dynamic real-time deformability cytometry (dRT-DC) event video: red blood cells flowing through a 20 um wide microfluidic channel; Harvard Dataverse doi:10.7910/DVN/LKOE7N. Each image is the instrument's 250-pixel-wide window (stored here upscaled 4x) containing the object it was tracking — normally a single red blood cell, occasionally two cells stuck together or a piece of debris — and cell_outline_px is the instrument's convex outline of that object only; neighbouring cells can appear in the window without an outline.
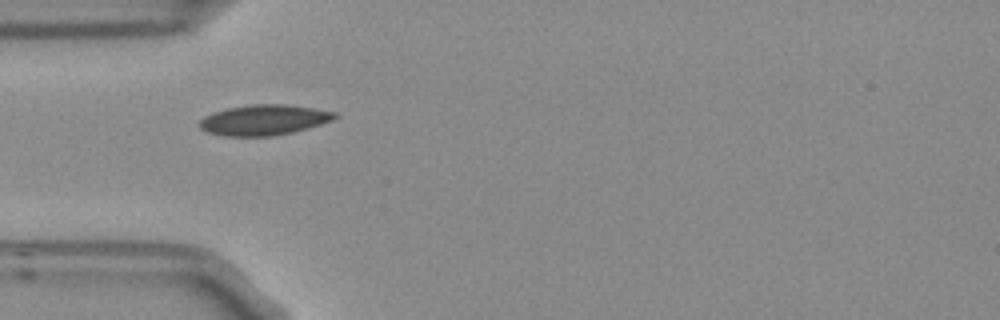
{"species": "Egyptian fruit bat (a non-hibernating species)", "species_latin": "Rousettus aegyptiacus", "temperature_condition": "room temperature", "stored_images_in_passage": 5, "camera_frame_rate_fps": 3000, "um_per_image_px": 0.085, "frame": {"image": 1, "passage_image": 4, "time_ms": 1.0, "image_size_px": [1000, 320], "cell_outline_px": [[340, 116], [332, 120], [308, 128], [292, 132], [268, 136], [224, 136], [208, 132], [200, 128], [196, 124], [204, 116], [212, 112], [228, 108], [252, 104], [288, 104], [336, 112]], "centroid_in_image_um": [22.41, 10.19], "position_along_channel_um": 62.6, "area_um2": 24.04}}
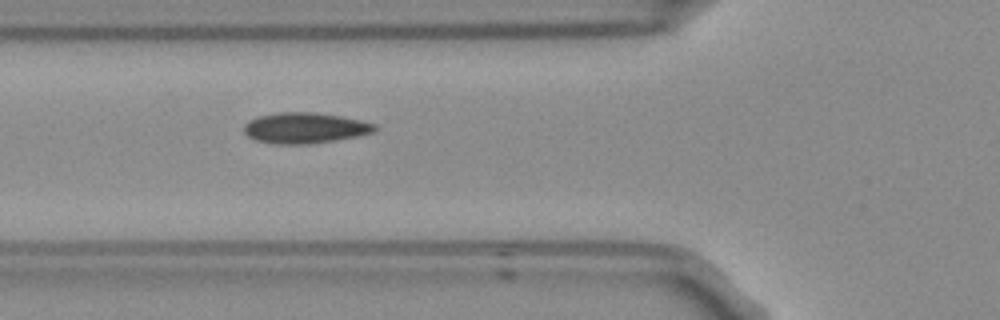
{"frame": {"image": 2, "passage_image": 5, "time_ms": 1.333, "image_size_px": [1000, 320], "cell_outline_px": [[376, 128], [372, 132], [356, 136], [336, 140], [312, 144], [272, 144], [256, 140], [248, 136], [244, 132], [244, 124], [248, 120], [260, 116], [280, 112], [312, 112], [340, 116], [360, 120], [376, 124]], "centroid_in_image_um": [25.88, 10.88], "position_along_channel_um": 99.9, "area_um2": 23.35}}